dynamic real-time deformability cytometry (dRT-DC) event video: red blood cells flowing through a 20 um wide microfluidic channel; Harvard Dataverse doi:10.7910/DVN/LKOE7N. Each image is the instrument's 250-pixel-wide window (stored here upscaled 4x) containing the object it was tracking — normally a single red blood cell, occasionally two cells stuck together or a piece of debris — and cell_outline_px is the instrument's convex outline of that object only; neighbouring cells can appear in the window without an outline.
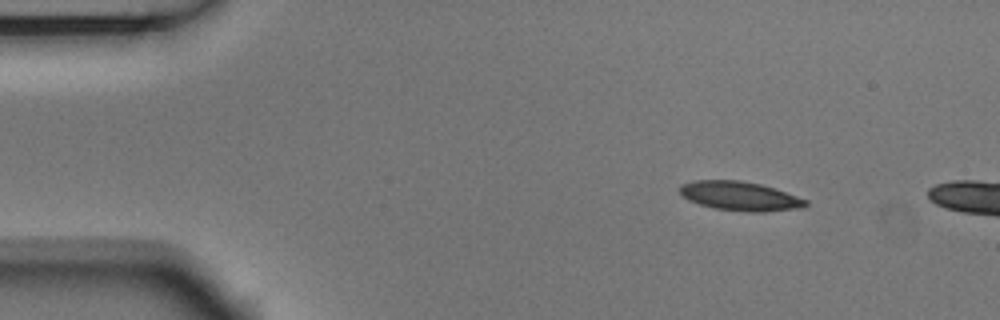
{"species": "Egyptian fruit bat (a non-hibernating species)", "species_latin": "Rousettus aegyptiacus", "temperature_condition": "room temperature", "stored_images_in_passage": 4, "camera_frame_rate_fps": 3000, "um_per_image_px": 0.085, "animal": {"sex": "male"}, "frame": {"image": 1, "passage_image": 2, "time_ms": 0.333, "image_size_px": [1000, 320], "cell_outline_px": [[808, 204], [804, 208], [764, 212], [744, 212], [712, 208], [688, 200], [680, 192], [680, 184], [696, 180], [740, 180], [760, 184], [776, 188], [808, 200]], "centroid_in_image_um": [62.94, 16.67], "position_along_channel_um": 22.1, "area_um2": 21.62}}